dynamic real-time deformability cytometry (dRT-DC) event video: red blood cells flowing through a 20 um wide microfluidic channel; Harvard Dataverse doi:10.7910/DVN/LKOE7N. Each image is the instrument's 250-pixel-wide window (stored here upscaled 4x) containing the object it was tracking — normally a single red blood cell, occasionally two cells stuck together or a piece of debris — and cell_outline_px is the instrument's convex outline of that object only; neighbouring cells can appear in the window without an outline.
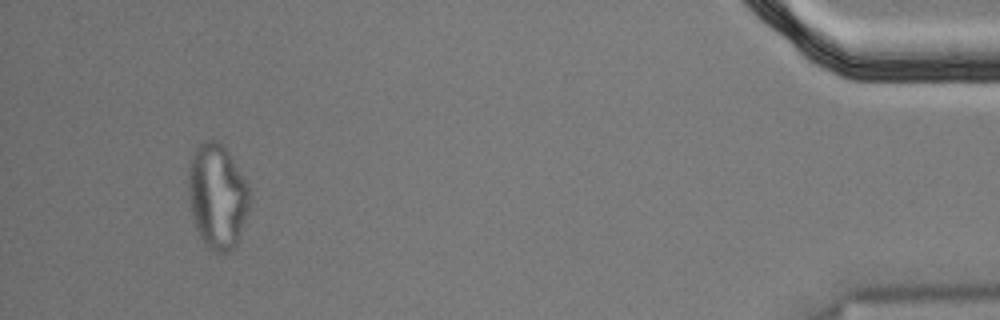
{"species": "Egyptian fruit bat (a non-hibernating species)", "species_latin": "Rousettus aegyptiacus", "temperature_condition": "cold", "stored_images_in_passage": 56, "segment_of_instrument_passage": [2, 2], "camera_frame_rate_fps": 3000, "um_per_image_px": 0.085, "animal": {"sex": "male"}, "frame": {"image": 1, "passage_image": 53, "time_ms": 17.333, "image_size_px": [1000, 320], "cell_outline_px": [[252, 200], [248, 212], [236, 244], [228, 252], [216, 252], [208, 248], [200, 236], [196, 228], [192, 216], [188, 200], [188, 168], [192, 156], [196, 148], [204, 140], [216, 140], [224, 144], [244, 180], [252, 196]], "centroid_in_image_um": [18.46, 16.67], "position_along_channel_um": 416.7, "area_um2": 37.45}}